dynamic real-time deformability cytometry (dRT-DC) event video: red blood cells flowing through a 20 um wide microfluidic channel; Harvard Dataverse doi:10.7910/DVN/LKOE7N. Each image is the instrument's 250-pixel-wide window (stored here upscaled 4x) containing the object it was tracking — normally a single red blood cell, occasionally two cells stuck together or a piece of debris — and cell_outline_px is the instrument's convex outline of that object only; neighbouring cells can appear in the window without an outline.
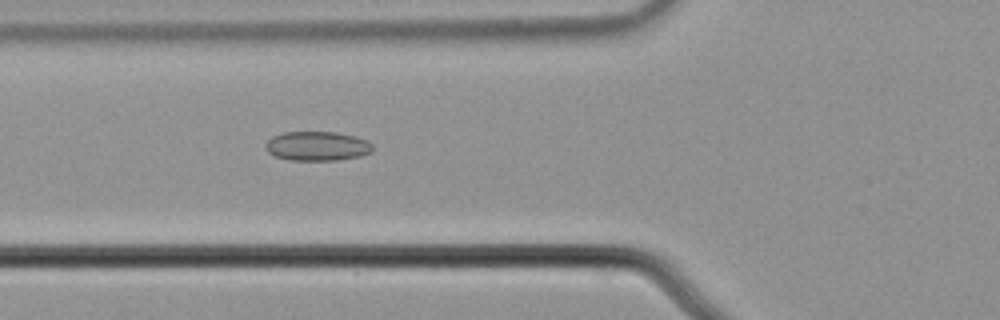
{"species": "common noctule bat (a hibernating species)", "species_latin": "Nyctalus noctula", "temperature_condition": "cold", "stored_images_in_passage": 6, "camera_frame_rate_fps": 3000, "um_per_image_px": 0.085, "animal": {"sex": "male", "body_mass_g": 21.5, "forearm_length_mm": 52.0}, "frame": {"image": 1, "passage_image": 6, "time_ms": 1.667, "image_size_px": [1000, 320], "cell_outline_px": [[372, 152], [360, 156], [336, 160], [292, 160], [276, 156], [268, 152], [264, 148], [264, 144], [272, 136], [284, 132], [336, 132], [356, 136], [368, 140], [372, 144]], "centroid_in_image_um": [26.96, 12.41], "position_along_channel_um": 98.8, "area_um2": 18.38}}